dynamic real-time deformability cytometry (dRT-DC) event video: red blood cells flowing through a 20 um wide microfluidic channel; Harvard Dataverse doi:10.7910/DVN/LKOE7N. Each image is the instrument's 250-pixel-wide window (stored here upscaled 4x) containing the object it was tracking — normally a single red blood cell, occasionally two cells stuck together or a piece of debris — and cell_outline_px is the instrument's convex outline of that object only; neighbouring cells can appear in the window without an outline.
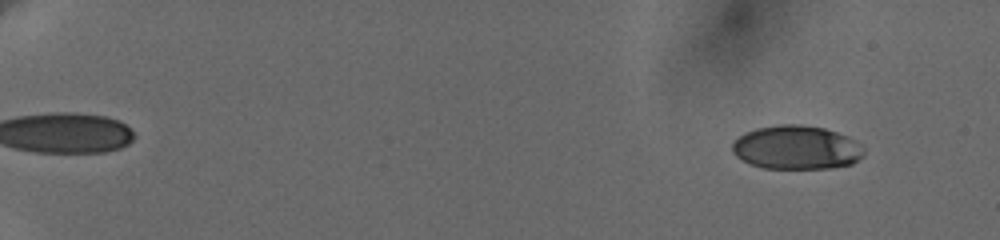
{"species": "human", "species_latin": "Homo sapiens", "temperature_condition": "cold", "stored_images_in_passage": 43, "camera_frame_rate_fps": 3000, "um_per_image_px": 0.085, "donor": {"sex": "female"}, "frame": {"image": 1, "passage_image": 13, "time_ms": 2.0, "image_size_px": [1000, 240], "cell_outline_px": [[864, 156], [852, 164], [832, 168], [760, 168], [736, 156], [732, 152], [732, 144], [744, 132], [756, 128], [780, 124], [800, 124], [824, 128], [848, 136], [856, 140], [864, 148]], "centroid_in_image_um": [67.73, 12.53], "position_along_channel_um": 17.3, "area_um2": 33.76}}
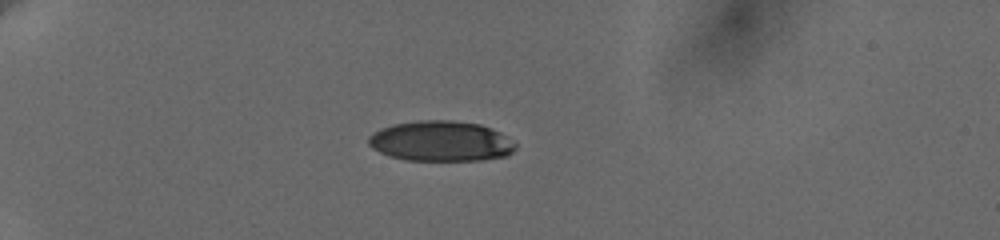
{"frame": {"image": 2, "passage_image": 42, "time_ms": 6.333, "image_size_px": [1000, 240], "cell_outline_px": [[516, 148], [512, 152], [504, 156], [480, 160], [404, 160], [380, 152], [372, 148], [368, 144], [368, 136], [372, 132], [392, 124], [420, 120], [448, 120], [480, 124], [500, 132], [516, 144]], "centroid_in_image_um": [37.45, 11.99], "position_along_channel_um": 47.6, "area_um2": 34.45}}